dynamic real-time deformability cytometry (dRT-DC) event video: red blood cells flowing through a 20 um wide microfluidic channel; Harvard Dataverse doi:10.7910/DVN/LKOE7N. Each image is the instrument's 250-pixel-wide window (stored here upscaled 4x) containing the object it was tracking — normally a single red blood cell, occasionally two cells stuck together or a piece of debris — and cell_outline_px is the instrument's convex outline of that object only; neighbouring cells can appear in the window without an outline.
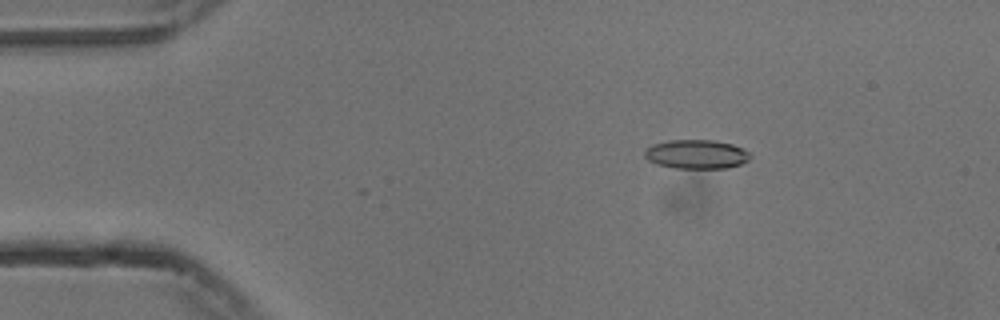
{"species": "common noctule bat (a hibernating species)", "species_latin": "Nyctalus noctula", "temperature_condition": "cold", "stored_images_in_passage": 55, "camera_frame_rate_fps": 3000, "um_per_image_px": 0.085, "animal": {"sex": "male", "body_mass_g": 13.3}, "frame": {"image": 1, "passage_image": 9, "time_ms": 2.667, "image_size_px": [1000, 320], "cell_outline_px": [[752, 156], [748, 160], [740, 164], [728, 168], [676, 168], [656, 164], [648, 160], [644, 156], [644, 148], [652, 144], [668, 140], [712, 140], [732, 144], [748, 152]], "centroid_in_image_um": [59.15, 13.11], "position_along_channel_um": 25.9, "area_um2": 17.92}}
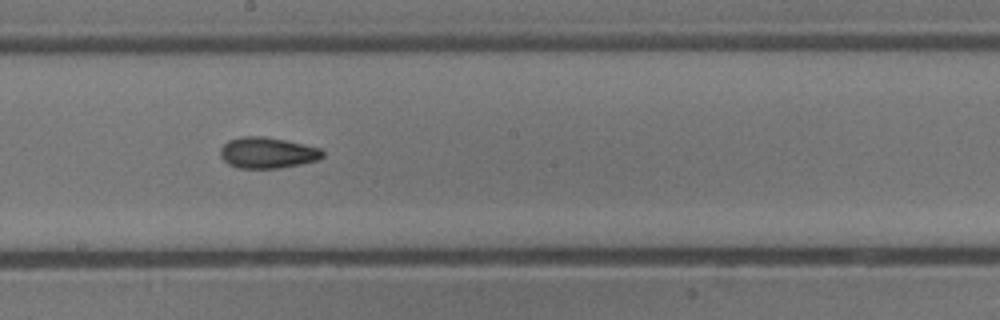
{"frame": {"image": 2, "passage_image": 30, "time_ms": 9.667, "image_size_px": [1000, 320], "cell_outline_px": [[324, 156], [316, 160], [300, 164], [280, 168], [240, 168], [228, 164], [220, 156], [220, 148], [228, 140], [240, 136], [264, 136], [284, 140], [320, 148], [324, 152]], "centroid_in_image_um": [22.7, 12.98], "position_along_channel_um": 225.5, "area_um2": 18.44}}
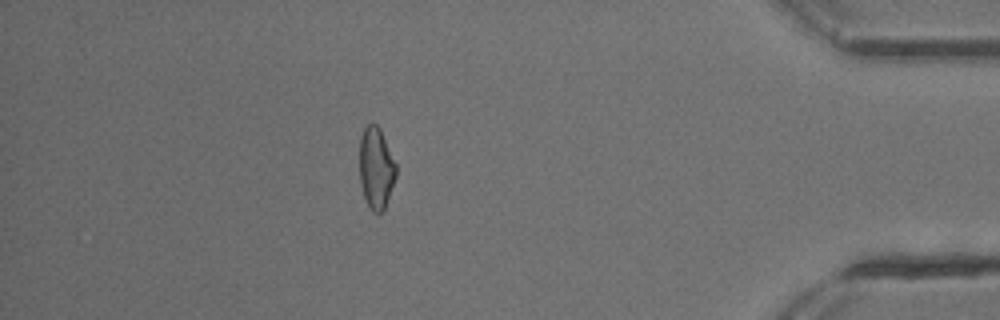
{"frame": {"image": 3, "passage_image": 48, "time_ms": 15.667, "image_size_px": [1000, 320], "cell_outline_px": [[396, 176], [384, 208], [380, 212], [372, 212], [364, 196], [360, 184], [360, 136], [364, 128], [368, 124], [376, 124], [380, 128], [396, 164]], "centroid_in_image_um": [31.96, 14.26], "position_along_channel_um": 403.2, "area_um2": 17.11}, "authors_computed_cell_mechanics": {"area_um2": 17.918, "velocity_mm_per_s": 3.7599, "shape_relaxation_time_tau1_ms": 4.5256, "shape_relaxation_time_tau2_ms": 4.8441, "deformation_change_tau1": 0.1452, "deformation_change_tau2": 0.1325}}